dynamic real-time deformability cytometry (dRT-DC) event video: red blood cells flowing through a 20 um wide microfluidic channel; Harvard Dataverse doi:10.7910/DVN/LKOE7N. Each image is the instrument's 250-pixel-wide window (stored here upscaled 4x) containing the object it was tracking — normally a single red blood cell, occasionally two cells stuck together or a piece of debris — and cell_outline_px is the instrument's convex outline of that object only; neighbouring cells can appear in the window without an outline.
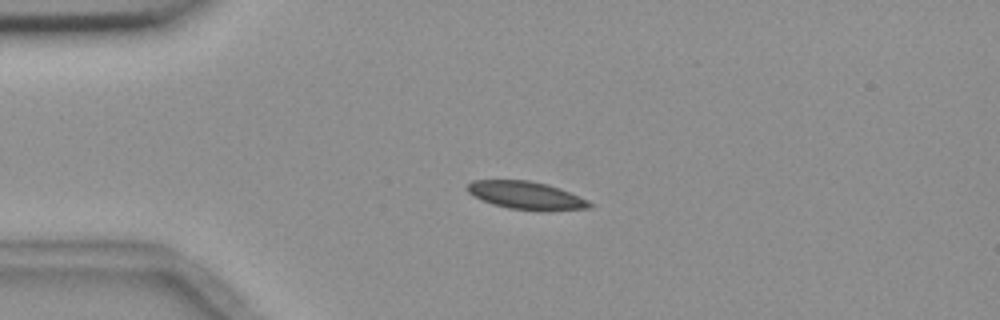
{"species": "common noctule bat (a hibernating species)", "species_latin": "Nyctalus noctula", "temperature_condition": "room temperature", "stored_images_in_passage": 5, "camera_frame_rate_fps": 3000, "um_per_image_px": 0.085, "animal": {"sex": "female", "body_mass_g": 18.4}, "frame": {"image": 1, "passage_image": 3, "time_ms": 2.333, "image_size_px": [1000, 320], "cell_outline_px": [[596, 204], [592, 208], [544, 212], [540, 212], [508, 208], [492, 204], [480, 200], [472, 196], [468, 192], [468, 184], [472, 180], [528, 180], [548, 184], [560, 188], [588, 200]], "centroid_in_image_um": [44.78, 16.63], "position_along_channel_um": 40.2, "area_um2": 20.4}}